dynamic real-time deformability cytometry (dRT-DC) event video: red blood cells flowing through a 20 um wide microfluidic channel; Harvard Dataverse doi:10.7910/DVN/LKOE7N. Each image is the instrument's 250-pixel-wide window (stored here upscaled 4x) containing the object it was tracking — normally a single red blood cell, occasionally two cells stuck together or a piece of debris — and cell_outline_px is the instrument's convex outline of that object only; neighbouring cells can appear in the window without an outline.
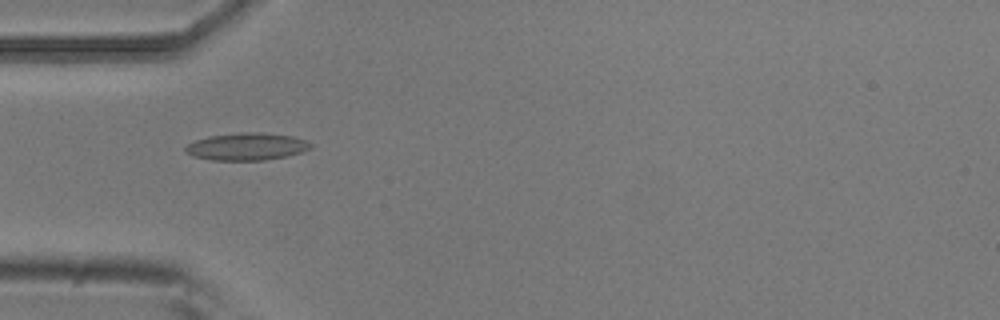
{"species": "common noctule bat (a hibernating species)", "species_latin": "Nyctalus noctula", "temperature_condition": "room temperature", "stored_images_in_passage": 7, "camera_frame_rate_fps": 3000, "um_per_image_px": 0.085, "animal": {"sex": "male", "body_mass_g": 20.5, "forearm_length_mm": 52.5}, "frame": {"image": 1, "passage_image": 1, "time_ms": 0.0, "image_size_px": [1000, 320], "cell_outline_px": [[312, 148], [288, 156], [264, 160], [212, 160], [192, 156], [184, 152], [184, 148], [188, 144], [196, 140], [208, 136], [240, 132], [260, 132], [292, 136], [304, 140], [312, 144]], "centroid_in_image_um": [20.94, 12.46], "position_along_channel_um": 64.1, "area_um2": 20.0}}
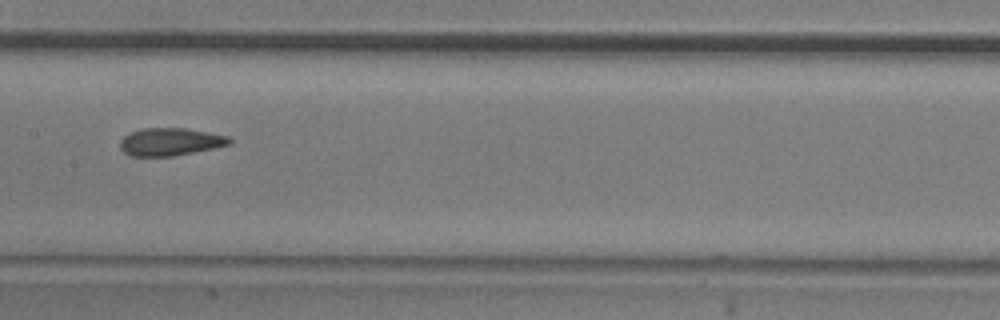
{"frame": {"image": 2, "passage_image": 4, "time_ms": 1.0, "image_size_px": [1000, 320], "cell_outline_px": [[232, 144], [172, 156], [132, 156], [124, 152], [120, 148], [120, 140], [124, 136], [140, 128], [188, 128], [228, 136], [232, 140]], "centroid_in_image_um": [14.47, 12.04], "position_along_channel_um": 192.9, "area_um2": 17.57}}
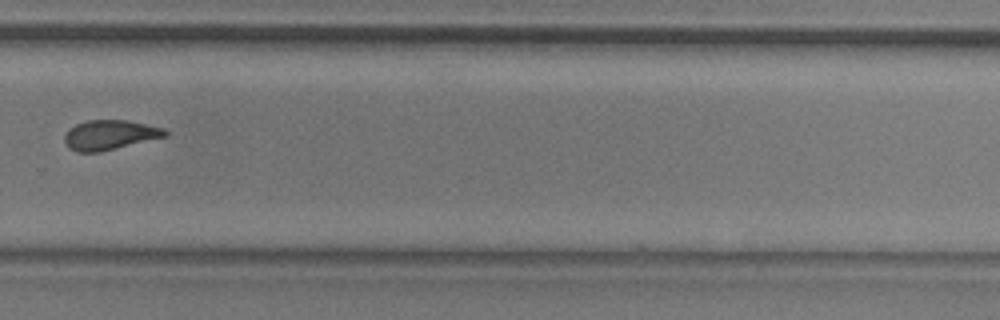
{"frame": {"image": 3, "passage_image": 7, "time_ms": 2.0, "image_size_px": [1000, 320], "cell_outline_px": [[168, 136], [100, 152], [76, 152], [64, 140], [64, 136], [68, 128], [76, 124], [88, 120], [128, 120], [164, 128], [168, 132]], "centroid_in_image_um": [9.36, 11.46], "position_along_channel_um": 320.4, "area_um2": 17.4}}